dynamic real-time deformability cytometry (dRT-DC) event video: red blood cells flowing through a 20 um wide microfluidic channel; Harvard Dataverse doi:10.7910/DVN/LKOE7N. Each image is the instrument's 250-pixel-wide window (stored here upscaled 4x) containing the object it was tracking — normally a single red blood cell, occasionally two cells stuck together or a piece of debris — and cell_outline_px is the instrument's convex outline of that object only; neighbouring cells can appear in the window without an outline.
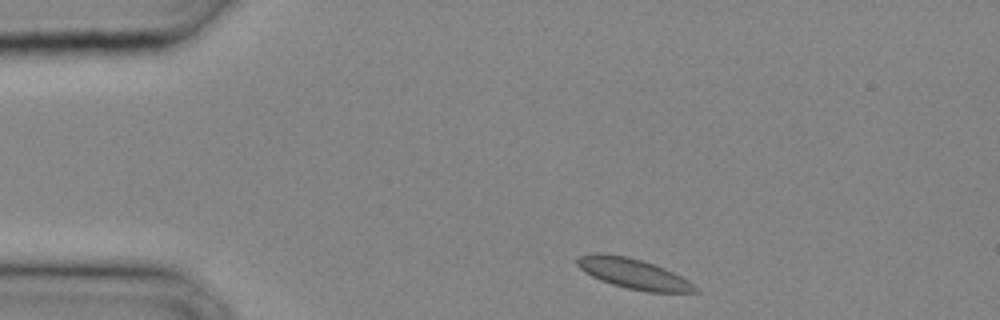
{"species": "common noctule bat (a hibernating species)", "species_latin": "Nyctalus noctula", "temperature_condition": "cold", "stored_images_in_passage": 26, "camera_frame_rate_fps": 3000, "um_per_image_px": 0.085, "animal": {"sex": "male", "body_mass_g": 20.4}, "frame": {"image": 1, "passage_image": 1, "time_ms": 0.0, "image_size_px": [1000, 320], "cell_outline_px": [[700, 292], [648, 292], [628, 288], [612, 284], [600, 280], [584, 272], [576, 264], [576, 256], [592, 252], [600, 252], [628, 256], [644, 260], [664, 268], [688, 280]], "centroid_in_image_um": [53.77, 23.23], "position_along_channel_um": 31.2, "area_um2": 20.92}}
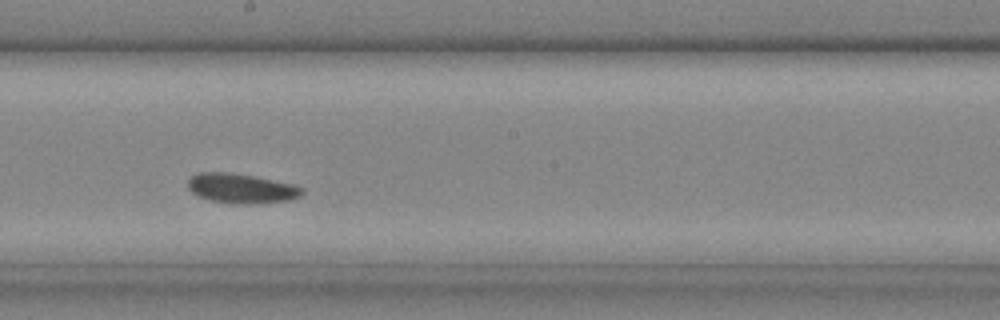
{"frame": {"image": 2, "passage_image": 13, "time_ms": 4.0, "image_size_px": [1000, 320], "cell_outline_px": [[304, 192], [300, 196], [288, 200], [260, 204], [232, 204], [208, 200], [192, 192], [188, 188], [188, 180], [196, 172], [228, 172], [252, 176], [292, 184], [304, 188]], "centroid_in_image_um": [20.5, 16.03], "position_along_channel_um": 227.7, "area_um2": 19.83}}
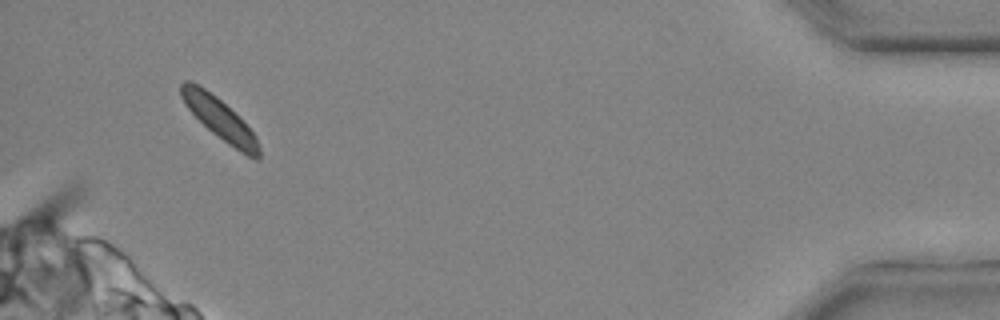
{"frame": {"image": 3, "passage_image": 25, "time_ms": 8.0, "image_size_px": [1000, 320], "cell_outline_px": [[260, 160], [256, 160], [248, 156], [228, 144], [212, 132], [184, 104], [180, 96], [180, 84], [184, 80], [188, 80], [204, 88], [216, 96], [256, 136], [260, 148]], "centroid_in_image_um": [18.65, 10.11], "position_along_channel_um": 416.5, "area_um2": 18.15}}